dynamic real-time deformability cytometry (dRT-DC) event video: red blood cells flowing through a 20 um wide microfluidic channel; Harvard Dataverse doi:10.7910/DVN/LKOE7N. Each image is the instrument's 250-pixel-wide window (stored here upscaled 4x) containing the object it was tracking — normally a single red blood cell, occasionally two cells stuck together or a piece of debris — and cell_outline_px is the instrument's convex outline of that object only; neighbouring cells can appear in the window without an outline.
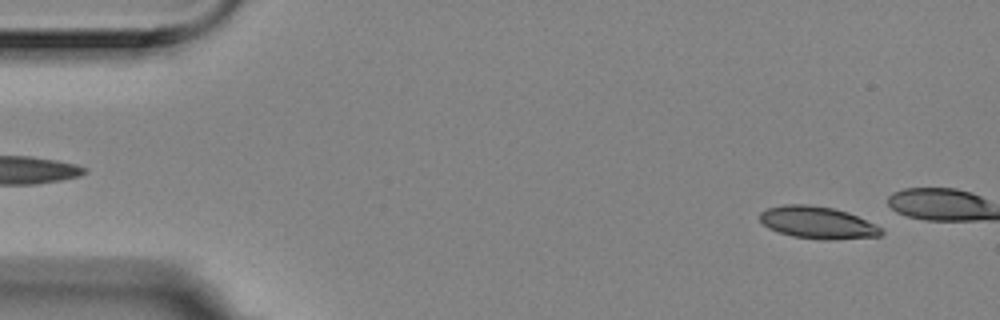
{"species": "Egyptian fruit bat (a non-hibernating species)", "species_latin": "Rousettus aegyptiacus", "temperature_condition": "room temperature", "stored_images_in_passage": 12, "camera_frame_rate_fps": 3000, "um_per_image_px": 0.085, "animal": {"sex": "female"}, "frame": {"image": 1, "passage_image": 4, "time_ms": 1.0, "image_size_px": [1000, 320], "cell_outline_px": [[884, 232], [880, 236], [828, 240], [824, 240], [792, 236], [768, 228], [760, 220], [760, 212], [768, 208], [784, 204], [808, 204], [832, 208], [848, 212], [876, 224], [884, 228]], "centroid_in_image_um": [69.53, 18.92], "position_along_channel_um": 15.5, "area_um2": 22.83}}